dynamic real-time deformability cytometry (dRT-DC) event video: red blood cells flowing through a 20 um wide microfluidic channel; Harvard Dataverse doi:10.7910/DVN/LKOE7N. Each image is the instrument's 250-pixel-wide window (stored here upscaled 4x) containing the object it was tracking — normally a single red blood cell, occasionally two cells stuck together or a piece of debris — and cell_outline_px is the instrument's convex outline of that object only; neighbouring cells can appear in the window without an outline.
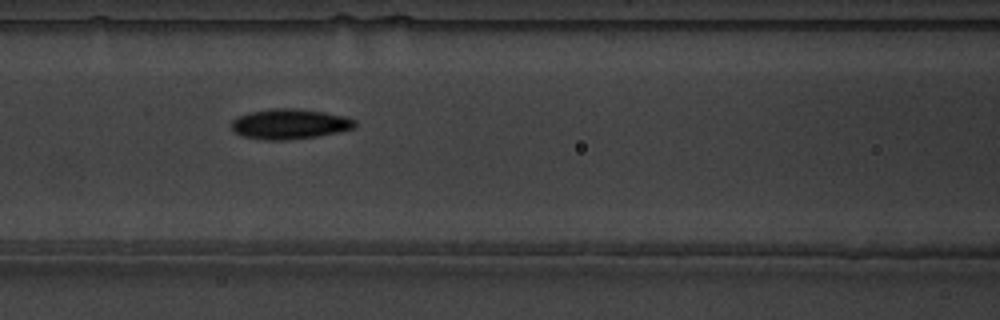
{"species": "common noctule bat (a hibernating species)", "species_latin": "Nyctalus noctula", "temperature_condition": "warm", "stored_images_in_passage": 7, "camera_frame_rate_fps": 3000, "um_per_image_px": 0.085, "animal": {"sex": "male", "body_mass_g": 19.5, "forearm_length_mm": 54.6}, "frame": {"image": 1, "passage_image": 4, "time_ms": 1.0, "image_size_px": [1000, 320], "cell_outline_px": [[356, 128], [316, 136], [288, 140], [264, 140], [240, 136], [232, 128], [232, 120], [240, 116], [252, 112], [272, 108], [296, 108], [324, 112], [344, 116], [356, 120]], "centroid_in_image_um": [24.63, 10.54], "position_along_channel_um": 142.0, "area_um2": 21.62}}
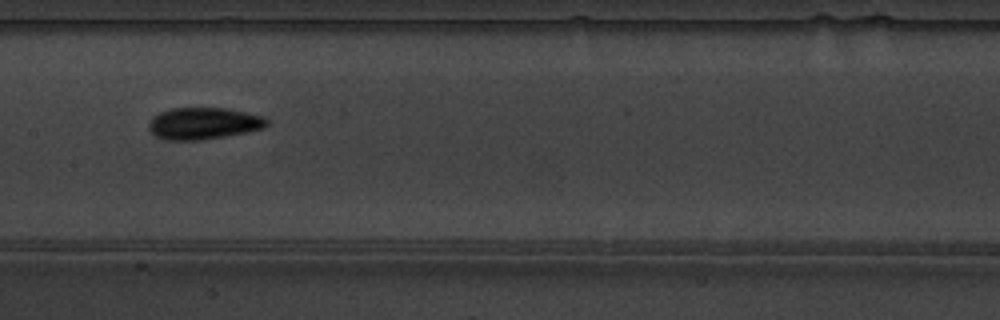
{"frame": {"image": 2, "passage_image": 5, "time_ms": 1.333, "image_size_px": [1000, 320], "cell_outline_px": [[268, 124], [264, 128], [224, 136], [200, 140], [164, 140], [156, 136], [148, 128], [148, 124], [152, 116], [160, 112], [172, 108], [224, 108], [264, 116], [268, 120]], "centroid_in_image_um": [17.27, 10.49], "position_along_channel_um": 190.1, "area_um2": 21.79}}
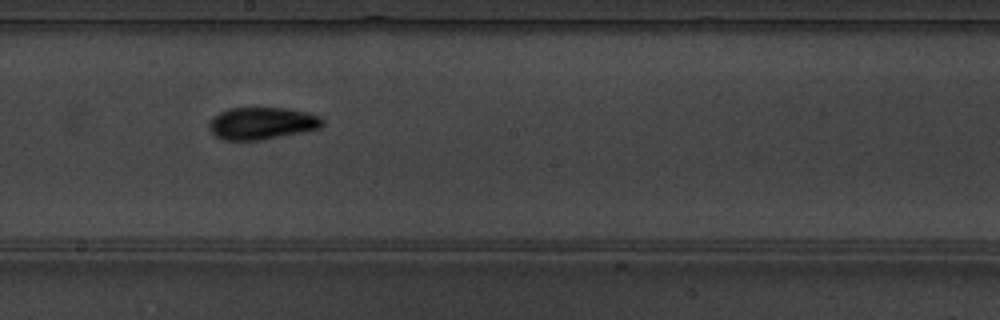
{"frame": {"image": 3, "passage_image": 6, "time_ms": 1.667, "image_size_px": [1000, 320], "cell_outline_px": [[324, 124], [320, 128], [260, 140], [224, 140], [216, 136], [208, 128], [208, 124], [220, 112], [228, 108], [288, 108], [308, 112], [320, 116], [324, 120]], "centroid_in_image_um": [22.28, 10.47], "position_along_channel_um": 225.9, "area_um2": 21.15}}